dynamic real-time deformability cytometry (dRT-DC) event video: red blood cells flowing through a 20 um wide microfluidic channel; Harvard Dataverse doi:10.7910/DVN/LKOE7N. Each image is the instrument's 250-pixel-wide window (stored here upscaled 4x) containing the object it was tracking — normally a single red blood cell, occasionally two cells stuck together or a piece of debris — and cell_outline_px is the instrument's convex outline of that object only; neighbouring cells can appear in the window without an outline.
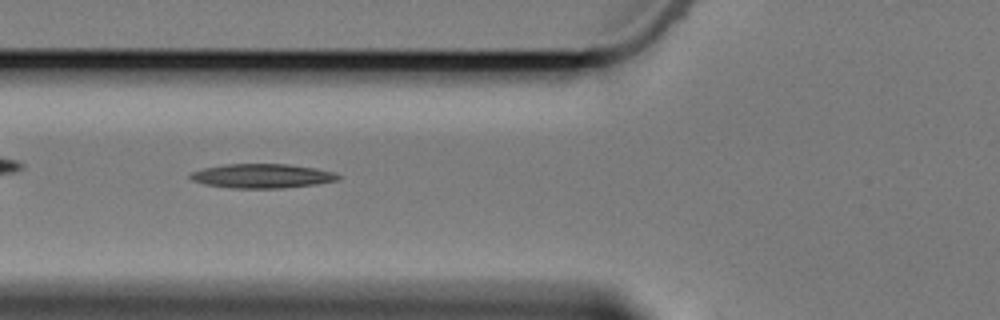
{"species": "Egyptian fruit bat (a non-hibernating species)", "species_latin": "Rousettus aegyptiacus", "temperature_condition": "cold", "stored_images_in_passage": 6, "camera_frame_rate_fps": 3000, "um_per_image_px": 0.085, "animal": {"sex": "female"}, "frame": {"image": 1, "passage_image": 4, "time_ms": 4.333, "image_size_px": [1000, 320], "cell_outline_px": [[340, 180], [316, 184], [280, 188], [232, 188], [204, 184], [192, 180], [188, 176], [192, 172], [204, 168], [228, 164], [288, 164], [316, 168], [336, 172], [340, 176]], "centroid_in_image_um": [22.31, 14.95], "position_along_channel_um": 103.5, "area_um2": 20.87}}
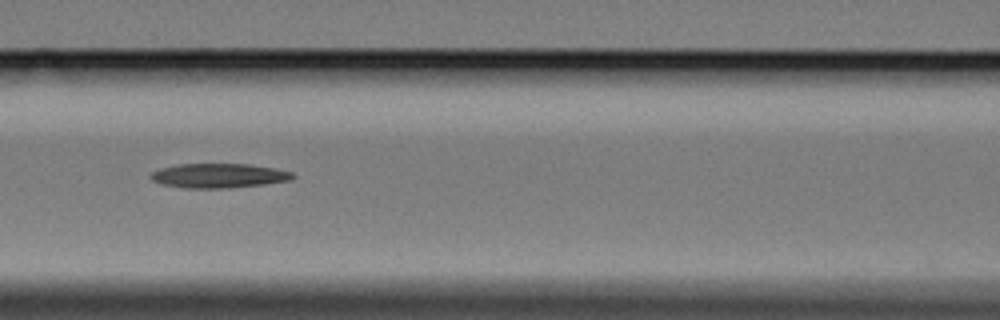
{"frame": {"image": 2, "passage_image": 5, "time_ms": 5.667, "image_size_px": [1000, 320], "cell_outline_px": [[296, 176], [288, 180], [264, 184], [228, 188], [184, 188], [164, 184], [152, 180], [152, 172], [160, 168], [176, 164], [248, 164], [272, 168], [292, 172]], "centroid_in_image_um": [18.58, 14.93], "position_along_channel_um": 148.0, "area_um2": 19.94}}
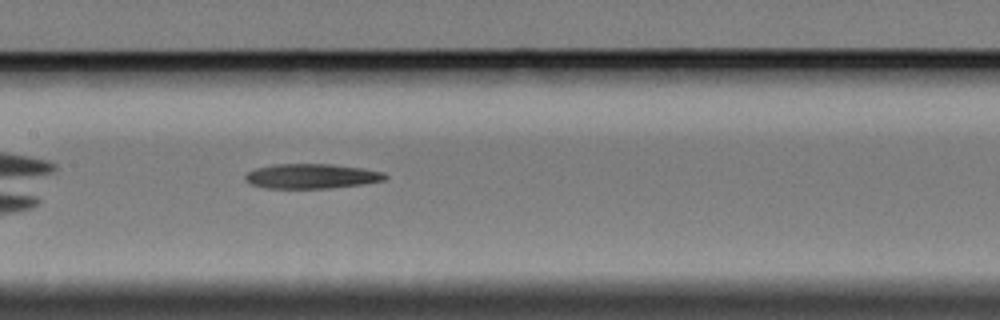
{"frame": {"image": 3, "passage_image": 6, "time_ms": 6.667, "image_size_px": [1000, 320], "cell_outline_px": [[388, 176], [384, 180], [364, 184], [328, 188], [268, 188], [252, 184], [244, 180], [244, 176], [248, 172], [256, 168], [276, 164], [332, 164], [364, 168], [384, 172]], "centroid_in_image_um": [26.51, 14.97], "position_along_channel_um": 180.9, "area_um2": 20.17}}